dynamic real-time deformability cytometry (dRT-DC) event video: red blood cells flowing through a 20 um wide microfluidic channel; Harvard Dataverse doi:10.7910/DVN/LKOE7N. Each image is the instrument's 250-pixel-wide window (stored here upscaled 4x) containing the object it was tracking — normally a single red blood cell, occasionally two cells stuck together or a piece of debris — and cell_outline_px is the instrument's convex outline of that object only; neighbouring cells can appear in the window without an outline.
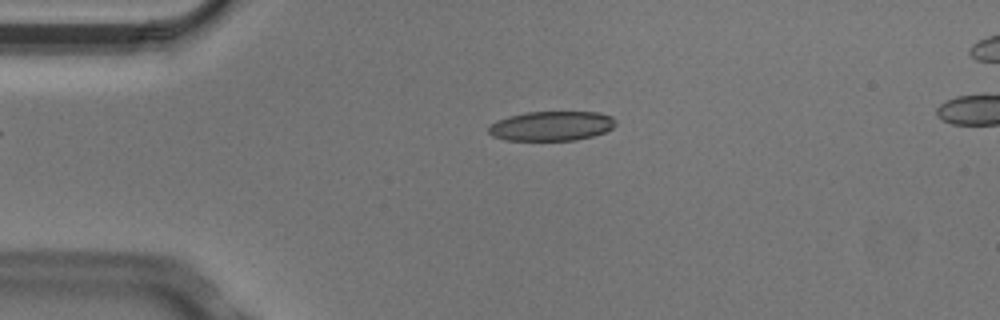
{"species": "Egyptian fruit bat (a non-hibernating species)", "species_latin": "Rousettus aegyptiacus", "temperature_condition": "cold", "stored_images_in_passage": 4, "camera_frame_rate_fps": 3000, "um_per_image_px": 0.085, "animal": {"sex": "male"}, "frame": {"image": 1, "passage_image": 2, "time_ms": 0.333, "image_size_px": [1000, 320], "cell_outline_px": [[616, 124], [612, 128], [604, 132], [592, 136], [576, 140], [504, 140], [492, 136], [488, 132], [488, 128], [496, 120], [508, 116], [528, 112], [596, 112], [612, 116], [616, 120]], "centroid_in_image_um": [46.87, 10.71], "position_along_channel_um": 38.1, "area_um2": 21.91}}